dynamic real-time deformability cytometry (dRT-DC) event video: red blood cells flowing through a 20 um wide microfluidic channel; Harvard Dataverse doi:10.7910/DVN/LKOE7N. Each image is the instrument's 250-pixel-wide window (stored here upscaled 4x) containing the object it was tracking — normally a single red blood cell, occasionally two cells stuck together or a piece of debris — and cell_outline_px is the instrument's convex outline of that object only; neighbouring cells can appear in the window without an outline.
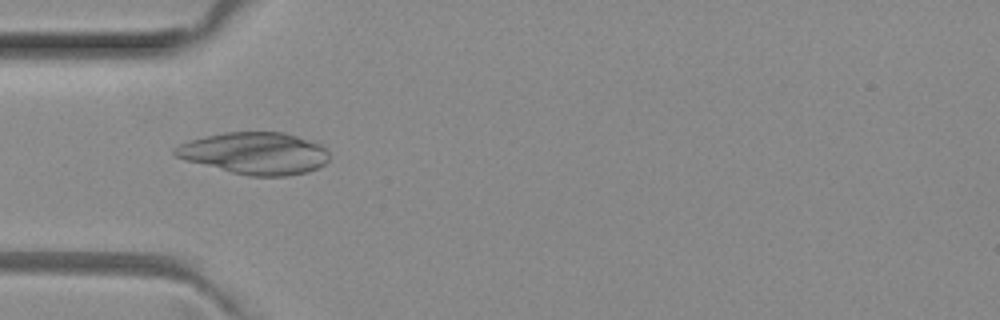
{"species": "common noctule bat (a hibernating species)", "species_latin": "Nyctalus noctula", "temperature_condition": "room temperature", "stored_images_in_passage": 4, "camera_frame_rate_fps": 3000, "um_per_image_px": 0.085, "animal": {"sex": "female", "body_mass_g": 29.2, "forearm_length_mm": 56.3}, "frame": {"image": 1, "passage_image": 2, "time_ms": 0.333, "image_size_px": [1000, 320], "cell_outline_px": [[328, 160], [324, 164], [308, 172], [288, 176], [248, 176], [184, 160], [176, 156], [172, 152], [172, 148], [188, 140], [224, 132], [284, 132], [320, 144], [328, 152]], "centroid_in_image_um": [21.63, 13.03], "position_along_channel_um": 63.4, "area_um2": 37.69}}
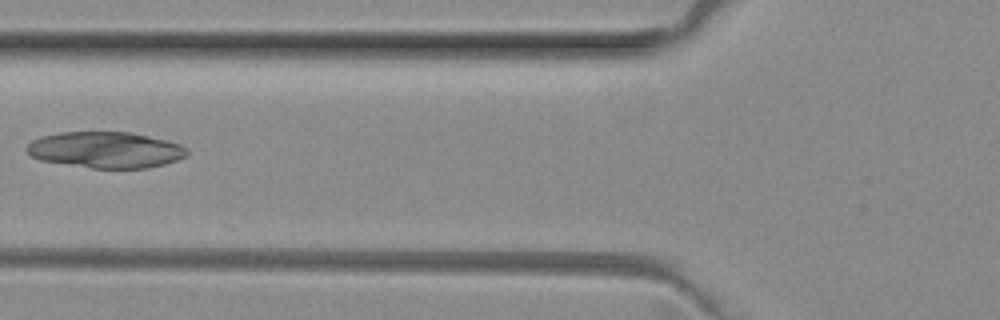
{"frame": {"image": 2, "passage_image": 3, "time_ms": 0.667, "image_size_px": [1000, 320], "cell_outline_px": [[188, 156], [164, 164], [148, 168], [92, 168], [40, 160], [32, 156], [24, 148], [32, 140], [40, 136], [60, 132], [132, 132], [180, 144], [188, 148]], "centroid_in_image_um": [8.98, 12.73], "position_along_channel_um": 116.8, "area_um2": 33.81}}
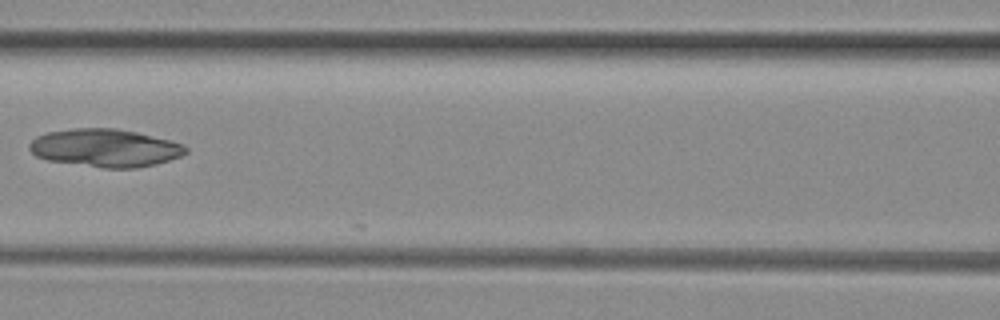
{"frame": {"image": 3, "passage_image": 4, "time_ms": 1.0, "image_size_px": [1000, 320], "cell_outline_px": [[188, 152], [180, 156], [156, 164], [136, 168], [104, 168], [48, 160], [36, 156], [28, 148], [28, 144], [36, 136], [48, 132], [72, 128], [116, 128], [136, 132], [172, 140], [184, 144], [188, 148]], "centroid_in_image_um": [8.95, 12.57], "position_along_channel_um": 157.6, "area_um2": 34.68}}